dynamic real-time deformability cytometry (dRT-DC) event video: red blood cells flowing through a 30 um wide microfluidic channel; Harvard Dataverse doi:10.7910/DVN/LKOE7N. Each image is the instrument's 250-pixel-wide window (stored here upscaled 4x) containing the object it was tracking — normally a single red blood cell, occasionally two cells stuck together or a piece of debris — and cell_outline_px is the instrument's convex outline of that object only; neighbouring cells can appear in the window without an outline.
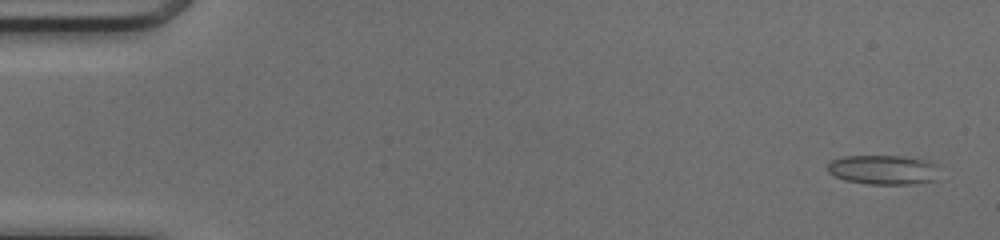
{"species": "common noctule bat (a hibernating species)", "species_latin": "Nyctalus noctula", "temperature_condition": "cold", "stored_images_in_passage": 50, "camera_frame_rate_fps": 3000, "um_per_image_px": 0.085, "animal": {"sex": "female", "body_mass_g": 17.0, "forearm_length_mm": 48.0}, "frame": {"image": 1, "passage_image": 2, "time_ms": 0.333, "image_size_px": [1000, 240], "cell_outline_px": [[940, 180], [916, 184], [868, 184], [844, 180], [828, 172], [828, 164], [832, 160], [844, 156], [904, 156], [928, 160], [936, 164]], "centroid_in_image_um": [75.15, 14.44], "position_along_channel_um": 9.8, "area_um2": 19.54}}
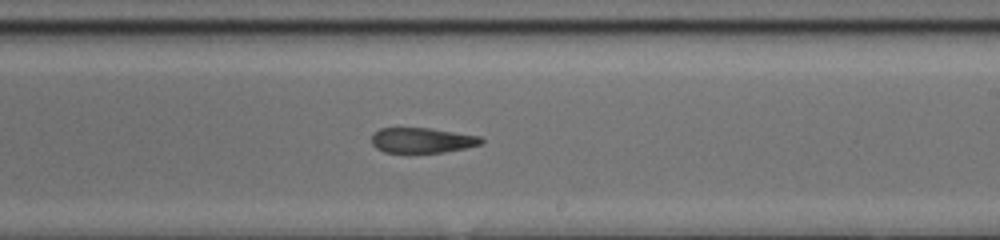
{"frame": {"image": 2, "passage_image": 30, "time_ms": 9.667, "image_size_px": [1000, 240], "cell_outline_px": [[484, 140], [480, 144], [464, 148], [444, 152], [384, 152], [376, 148], [372, 144], [372, 136], [380, 128], [428, 128], [480, 136]], "centroid_in_image_um": [35.87, 11.92], "position_along_channel_um": 253.1, "area_um2": 15.84}}
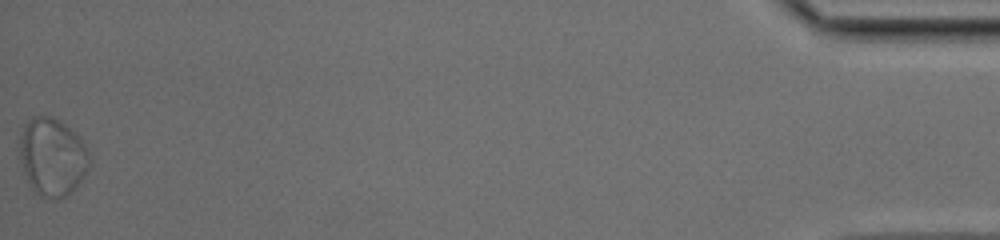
{"frame": {"image": 3, "passage_image": 50, "time_ms": 16.333, "image_size_px": [1000, 240], "cell_outline_px": [[88, 164], [84, 176], [76, 188], [68, 196], [56, 200], [40, 196], [28, 184], [24, 172], [20, 156], [20, 136], [24, 124], [32, 116], [48, 116], [64, 124], [84, 144], [88, 152]], "centroid_in_image_um": [4.42, 13.38], "position_along_channel_um": 430.8, "area_um2": 31.33}}